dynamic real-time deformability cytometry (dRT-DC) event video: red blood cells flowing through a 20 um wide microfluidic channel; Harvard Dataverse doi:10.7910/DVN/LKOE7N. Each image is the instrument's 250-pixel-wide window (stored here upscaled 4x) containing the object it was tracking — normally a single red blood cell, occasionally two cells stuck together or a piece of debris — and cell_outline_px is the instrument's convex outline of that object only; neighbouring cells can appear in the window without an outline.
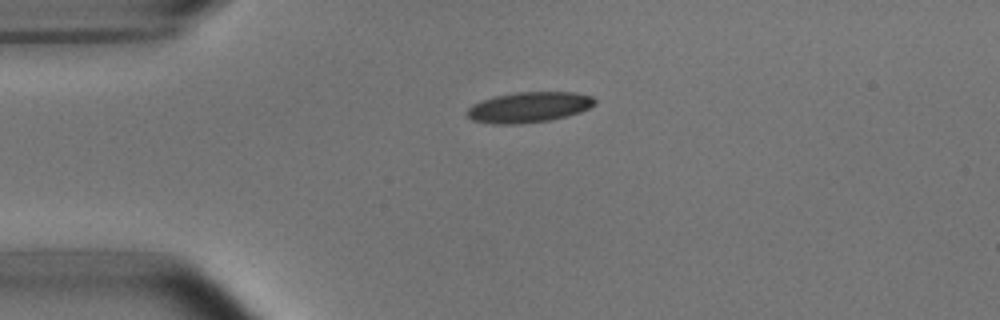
{"species": "common noctule bat (a hibernating species)", "species_latin": "Nyctalus noctula", "temperature_condition": "room temperature", "stored_images_in_passage": 41, "camera_frame_rate_fps": 3000, "um_per_image_px": 0.085, "animal": {"sex": "male", "body_mass_g": 15.6}, "frame": {"image": 1, "passage_image": 1, "time_ms": 0.0, "image_size_px": [1000, 320], "cell_outline_px": [[596, 104], [580, 112], [548, 120], [520, 124], [492, 124], [472, 120], [464, 112], [472, 104], [480, 100], [496, 96], [516, 92], [572, 92], [592, 96], [596, 100]], "centroid_in_image_um": [44.91, 9.11], "position_along_channel_um": 40.1, "area_um2": 22.72}}
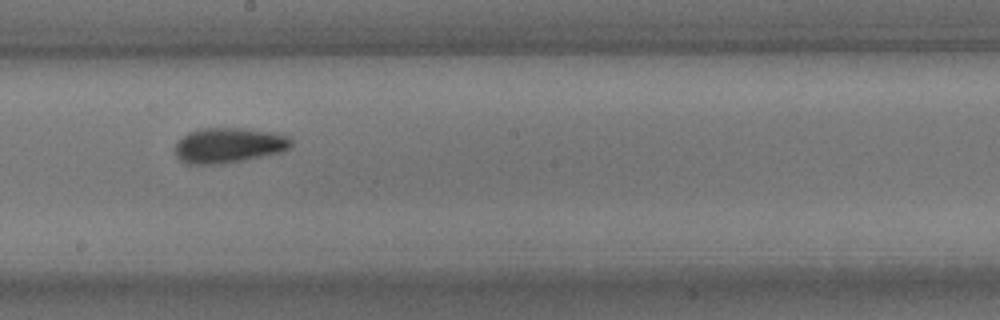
{"frame": {"image": 2, "passage_image": 18, "time_ms": 5.667, "image_size_px": [1000, 320], "cell_outline_px": [[292, 144], [288, 148], [280, 152], [220, 164], [184, 164], [176, 156], [176, 140], [188, 132], [200, 128], [244, 128], [276, 132], [288, 136], [292, 140]], "centroid_in_image_um": [19.4, 12.33], "position_along_channel_um": 228.8, "area_um2": 23.87}}
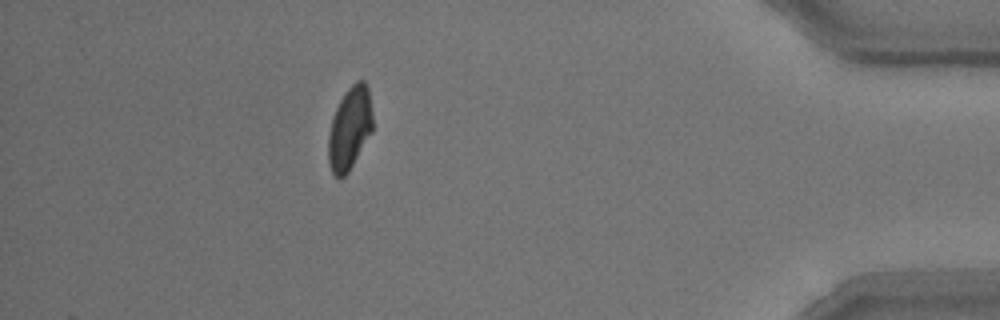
{"frame": {"image": 3, "passage_image": 36, "time_ms": 11.667, "image_size_px": [1000, 320], "cell_outline_px": [[372, 132], [348, 172], [340, 180], [332, 172], [328, 164], [328, 136], [332, 116], [340, 100], [348, 88], [356, 80], [364, 80], [368, 88], [372, 116]], "centroid_in_image_um": [29.71, 10.92], "position_along_channel_um": 405.5, "area_um2": 21.39}, "authors_computed_cell_mechanics": {"area_um2": 22.4842, "velocity_mm_per_s": 3.7557, "shape_relaxation_time_tau1_ms": 3.3027, "shape_relaxation_time_tau2_ms": 1.9355, "deformation_change_tau1": 0.1151, "deformation_change_tau2": 0.0825}}